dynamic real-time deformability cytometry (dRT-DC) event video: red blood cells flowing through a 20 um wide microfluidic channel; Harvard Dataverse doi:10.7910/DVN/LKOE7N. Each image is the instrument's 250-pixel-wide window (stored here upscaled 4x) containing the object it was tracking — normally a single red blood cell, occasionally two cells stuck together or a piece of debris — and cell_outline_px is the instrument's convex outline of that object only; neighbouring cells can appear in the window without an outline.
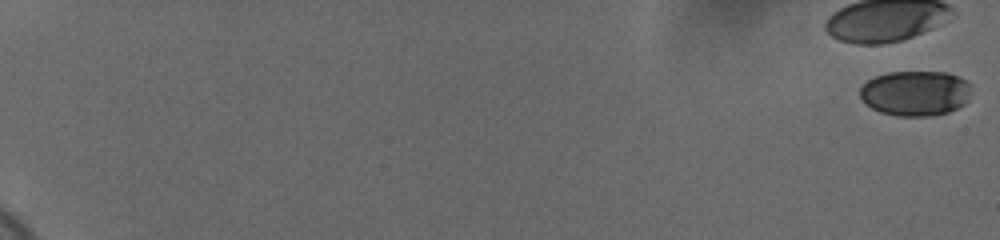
{"species": "human", "species_latin": "Homo sapiens", "temperature_condition": "cold", "stored_images_in_passage": 53, "camera_frame_rate_fps": 3000, "um_per_image_px": 0.085, "donor": {"sex": "female"}, "frame": {"image": 1, "passage_image": 1, "time_ms": 0.0, "image_size_px": [1000, 240], "cell_outline_px": [[968, 100], [964, 104], [948, 112], [928, 116], [900, 116], [880, 112], [872, 108], [860, 96], [860, 88], [868, 80], [876, 76], [888, 72], [948, 72], [960, 76], [968, 84]], "centroid_in_image_um": [77.8, 7.91], "position_along_channel_um": 7.2, "area_um2": 29.02}}
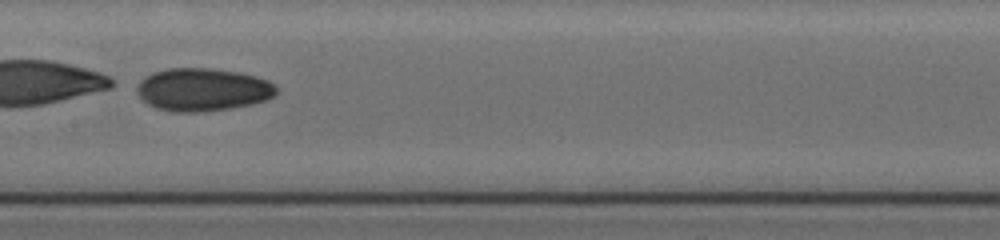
{"frame": {"image": 2, "passage_image": 35, "time_ms": 11.333, "image_size_px": [1000, 240], "cell_outline_px": [[276, 92], [268, 100], [252, 104], [232, 108], [200, 112], [172, 112], [156, 108], [148, 104], [136, 92], [136, 84], [144, 76], [152, 72], [168, 68], [212, 68], [240, 72], [256, 76], [268, 80], [276, 84]], "centroid_in_image_um": [17.22, 7.61], "position_along_channel_um": 190.2, "area_um2": 35.26}}
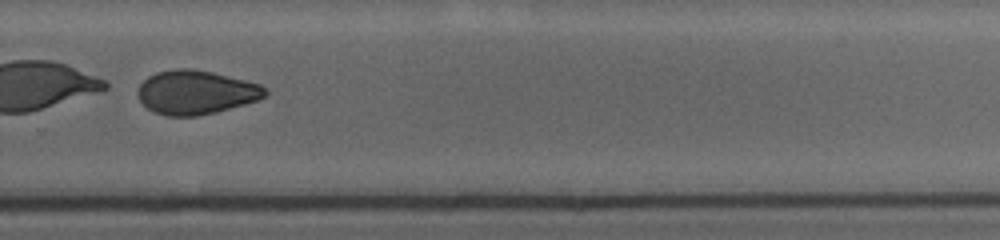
{"frame": {"image": 3, "passage_image": 45, "time_ms": 14.667, "image_size_px": [1000, 240], "cell_outline_px": [[268, 92], [260, 100], [216, 112], [196, 116], [168, 116], [156, 112], [148, 108], [140, 100], [136, 92], [140, 84], [148, 76], [156, 72], [176, 68], [192, 68], [212, 72], [260, 84]], "centroid_in_image_um": [16.64, 7.84], "position_along_channel_um": 313.2, "area_um2": 32.54}, "authors_computed_cell_mechanics": {"area_um2": 34.5644, "velocity_mm_per_s": 3.706, "shape_relaxation_time_tau1_ms": 1.0654, "shape_relaxation_time_tau2_ms": null, "deformation_change_tau1": 0.2757, "deformation_change_tau2": null}}